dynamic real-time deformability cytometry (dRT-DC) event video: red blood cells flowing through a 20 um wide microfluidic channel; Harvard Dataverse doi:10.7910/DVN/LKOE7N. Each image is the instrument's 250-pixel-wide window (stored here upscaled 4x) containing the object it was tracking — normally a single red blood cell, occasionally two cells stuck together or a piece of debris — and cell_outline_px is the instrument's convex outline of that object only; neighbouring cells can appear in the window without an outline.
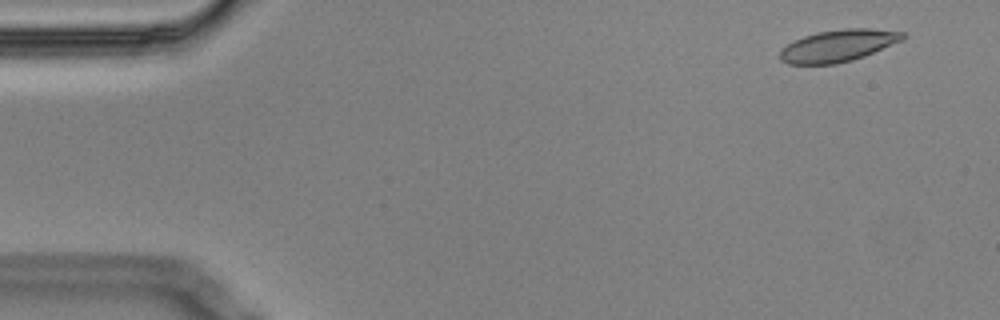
{"species": "Egyptian fruit bat (a non-hibernating species)", "species_latin": "Rousettus aegyptiacus", "temperature_condition": "cold", "stored_images_in_passage": 9, "camera_frame_rate_fps": 3000, "um_per_image_px": 0.085, "animal": {"sex": "male"}, "frame": {"image": 1, "passage_image": 1, "time_ms": 0.0, "image_size_px": [1000, 320], "cell_outline_px": [[908, 36], [904, 40], [864, 56], [852, 60], [836, 64], [788, 64], [780, 60], [780, 48], [804, 36], [816, 32], [844, 28], [872, 28], [908, 32]], "centroid_in_image_um": [71.3, 3.87], "position_along_channel_um": 13.7, "area_um2": 23.18}}
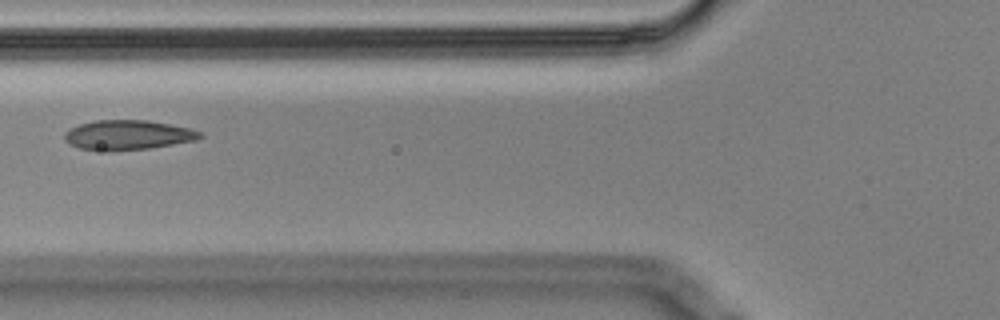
{"frame": {"image": 2, "passage_image": 6, "time_ms": 1.667, "image_size_px": [1000, 320], "cell_outline_px": [[204, 136], [196, 140], [148, 148], [112, 152], [108, 152], [80, 148], [68, 144], [64, 140], [64, 132], [80, 124], [96, 120], [148, 120], [188, 128], [200, 132]], "centroid_in_image_um": [10.81, 11.49], "position_along_channel_um": 115.0, "area_um2": 23.47}}
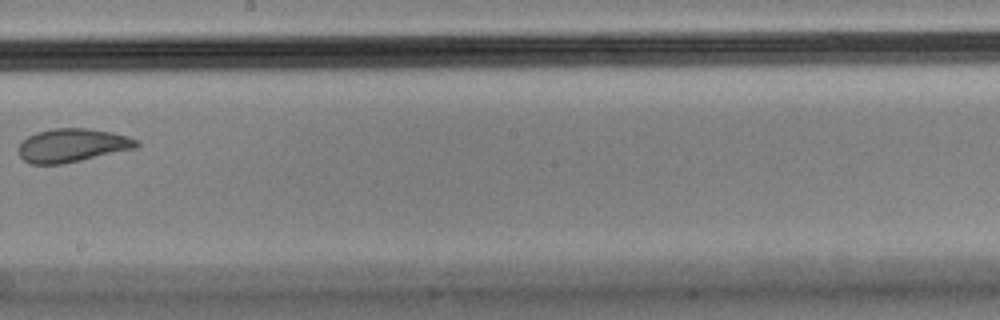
{"frame": {"image": 3, "passage_image": 9, "time_ms": 2.667, "image_size_px": [1000, 320], "cell_outline_px": [[140, 144], [136, 148], [80, 160], [60, 164], [32, 164], [24, 160], [16, 152], [16, 148], [20, 140], [36, 132], [52, 128], [88, 128], [112, 132], [128, 136], [136, 140]], "centroid_in_image_um": [6.07, 12.34], "position_along_channel_um": 242.1, "area_um2": 23.18}}